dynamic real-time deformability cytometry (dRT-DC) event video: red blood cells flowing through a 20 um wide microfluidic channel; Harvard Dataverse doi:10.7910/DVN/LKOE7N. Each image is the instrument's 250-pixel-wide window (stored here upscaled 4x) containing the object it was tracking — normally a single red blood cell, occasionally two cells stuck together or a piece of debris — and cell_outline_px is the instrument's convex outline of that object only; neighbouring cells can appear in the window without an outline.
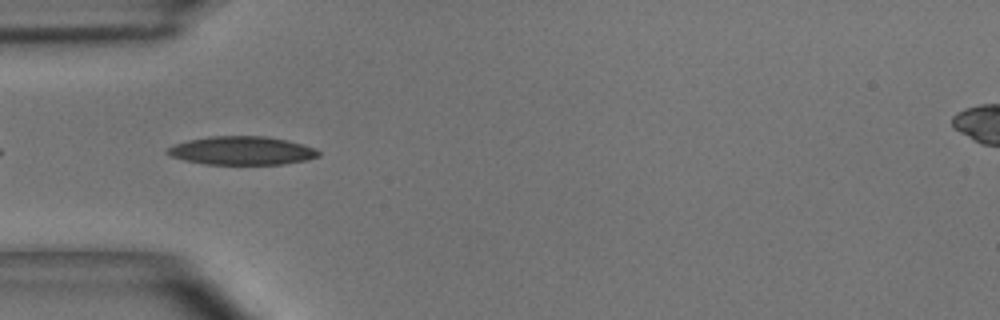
{"species": "common noctule bat (a hibernating species)", "species_latin": "Nyctalus noctula", "temperature_condition": "room temperature", "stored_images_in_passage": 7, "camera_frame_rate_fps": 3000, "um_per_image_px": 0.085, "animal": {"sex": "male", "body_mass_g": 15.6}, "frame": {"image": 1, "passage_image": 2, "time_ms": 0.333, "image_size_px": [1000, 320], "cell_outline_px": [[320, 156], [308, 160], [284, 164], [204, 164], [184, 160], [172, 156], [164, 152], [172, 144], [188, 140], [208, 136], [264, 136], [288, 140], [312, 148], [320, 152]], "centroid_in_image_um": [20.52, 12.8], "position_along_channel_um": 64.5, "area_um2": 25.09}}